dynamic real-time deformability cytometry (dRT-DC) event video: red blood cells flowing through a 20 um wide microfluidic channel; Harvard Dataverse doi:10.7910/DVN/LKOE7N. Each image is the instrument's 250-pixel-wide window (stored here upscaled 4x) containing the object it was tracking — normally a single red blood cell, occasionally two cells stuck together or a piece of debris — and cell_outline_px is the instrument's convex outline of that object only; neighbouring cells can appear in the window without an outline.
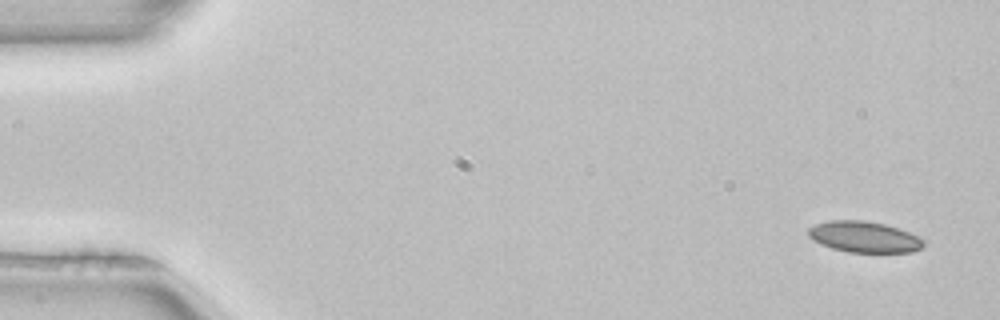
{"species": "common noctule bat (a hibernating species)", "species_latin": "Nyctalus noctula", "temperature_condition": "room temperature", "stored_images_in_passage": 4, "camera_frame_rate_fps": 3000, "um_per_image_px": 0.085, "animal": {"sex": "female", "body_mass_g": 22.7, "forearm_length_mm": 54.2}, "frame": {"image": 1, "passage_image": 1, "time_ms": 0.0, "image_size_px": [1000, 320], "cell_outline_px": [[924, 244], [920, 248], [912, 252], [848, 252], [832, 248], [820, 244], [808, 236], [808, 228], [816, 224], [828, 220], [864, 220], [884, 224], [908, 232], [924, 240]], "centroid_in_image_um": [73.41, 20.13], "position_along_channel_um": 11.6, "area_um2": 20.69}}
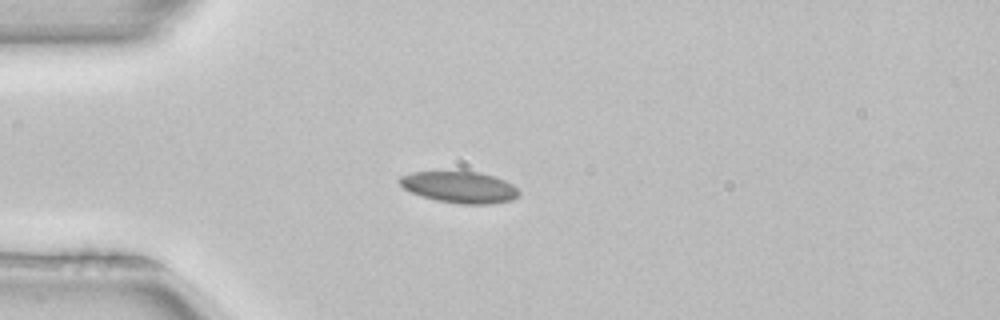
{"frame": {"image": 2, "passage_image": 4, "time_ms": 1.0, "image_size_px": [1000, 320], "cell_outline_px": [[520, 192], [512, 200], [492, 204], [460, 204], [436, 200], [412, 192], [404, 188], [396, 180], [400, 176], [412, 172], [480, 172], [504, 180], [512, 184]], "centroid_in_image_um": [39.06, 15.91], "position_along_channel_um": 45.9, "area_um2": 21.68}}